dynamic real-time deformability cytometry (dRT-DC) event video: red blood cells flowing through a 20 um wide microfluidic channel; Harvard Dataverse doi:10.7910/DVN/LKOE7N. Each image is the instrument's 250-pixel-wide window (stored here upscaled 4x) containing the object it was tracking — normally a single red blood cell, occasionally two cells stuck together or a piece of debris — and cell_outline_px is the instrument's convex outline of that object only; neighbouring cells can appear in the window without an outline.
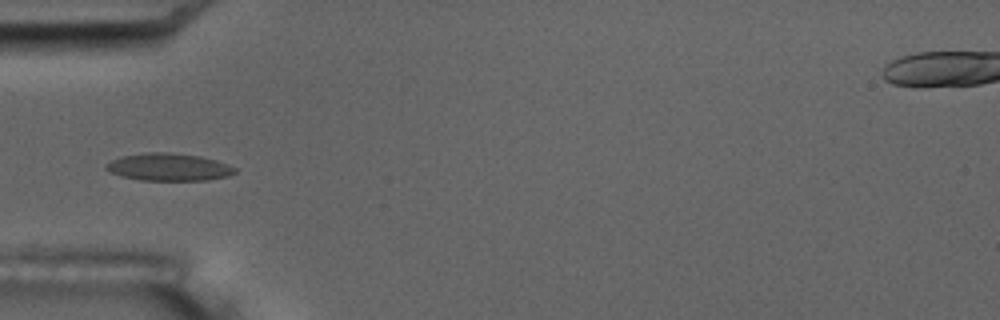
{"species": "common noctule bat (a hibernating species)", "species_latin": "Nyctalus noctula", "temperature_condition": "room temperature", "stored_images_in_passage": 7, "camera_frame_rate_fps": 3000, "um_per_image_px": 0.085, "animal": {"sex": "male", "body_mass_g": 17.5, "forearm_length_mm": 52.3}, "frame": {"image": 1, "passage_image": 6, "time_ms": 5.667, "image_size_px": [1000, 320], "cell_outline_px": [[236, 172], [228, 176], [208, 180], [140, 180], [120, 176], [104, 168], [104, 164], [112, 160], [124, 156], [144, 152], [168, 152], [200, 156], [216, 160], [228, 164], [236, 168]], "centroid_in_image_um": [14.34, 14.2], "position_along_channel_um": 70.7, "area_um2": 20.63}}